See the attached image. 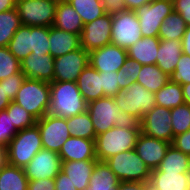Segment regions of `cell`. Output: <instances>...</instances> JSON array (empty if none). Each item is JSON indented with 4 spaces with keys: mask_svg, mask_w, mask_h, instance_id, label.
<instances>
[{
    "mask_svg": "<svg viewBox=\"0 0 190 190\" xmlns=\"http://www.w3.org/2000/svg\"><path fill=\"white\" fill-rule=\"evenodd\" d=\"M127 58V50L112 43L89 52V64L104 73L119 71Z\"/></svg>",
    "mask_w": 190,
    "mask_h": 190,
    "instance_id": "2e32d148",
    "label": "cell"
},
{
    "mask_svg": "<svg viewBox=\"0 0 190 190\" xmlns=\"http://www.w3.org/2000/svg\"><path fill=\"white\" fill-rule=\"evenodd\" d=\"M80 15L83 24L102 17L105 13L101 0H67Z\"/></svg>",
    "mask_w": 190,
    "mask_h": 190,
    "instance_id": "e575fe53",
    "label": "cell"
},
{
    "mask_svg": "<svg viewBox=\"0 0 190 190\" xmlns=\"http://www.w3.org/2000/svg\"><path fill=\"white\" fill-rule=\"evenodd\" d=\"M181 86H182V90H183L184 101H185V103L190 105V83L183 84Z\"/></svg>",
    "mask_w": 190,
    "mask_h": 190,
    "instance_id": "680465c9",
    "label": "cell"
},
{
    "mask_svg": "<svg viewBox=\"0 0 190 190\" xmlns=\"http://www.w3.org/2000/svg\"><path fill=\"white\" fill-rule=\"evenodd\" d=\"M149 187L153 190H185L190 188V173L150 172Z\"/></svg>",
    "mask_w": 190,
    "mask_h": 190,
    "instance_id": "ffe728a7",
    "label": "cell"
},
{
    "mask_svg": "<svg viewBox=\"0 0 190 190\" xmlns=\"http://www.w3.org/2000/svg\"><path fill=\"white\" fill-rule=\"evenodd\" d=\"M187 25L181 15L173 10L166 16L159 28L158 38L160 40H182Z\"/></svg>",
    "mask_w": 190,
    "mask_h": 190,
    "instance_id": "4dcf8cb0",
    "label": "cell"
},
{
    "mask_svg": "<svg viewBox=\"0 0 190 190\" xmlns=\"http://www.w3.org/2000/svg\"><path fill=\"white\" fill-rule=\"evenodd\" d=\"M170 110L174 137L188 131L190 129V105L184 103Z\"/></svg>",
    "mask_w": 190,
    "mask_h": 190,
    "instance_id": "74e56055",
    "label": "cell"
},
{
    "mask_svg": "<svg viewBox=\"0 0 190 190\" xmlns=\"http://www.w3.org/2000/svg\"><path fill=\"white\" fill-rule=\"evenodd\" d=\"M171 121V110L155 105L140 121L141 132L149 137L172 143L174 138Z\"/></svg>",
    "mask_w": 190,
    "mask_h": 190,
    "instance_id": "7c38bea8",
    "label": "cell"
},
{
    "mask_svg": "<svg viewBox=\"0 0 190 190\" xmlns=\"http://www.w3.org/2000/svg\"><path fill=\"white\" fill-rule=\"evenodd\" d=\"M27 190H55V179L29 180Z\"/></svg>",
    "mask_w": 190,
    "mask_h": 190,
    "instance_id": "681fc988",
    "label": "cell"
},
{
    "mask_svg": "<svg viewBox=\"0 0 190 190\" xmlns=\"http://www.w3.org/2000/svg\"><path fill=\"white\" fill-rule=\"evenodd\" d=\"M117 107L124 112L131 121L140 122L144 115L156 105L155 94L134 82L125 90L113 97Z\"/></svg>",
    "mask_w": 190,
    "mask_h": 190,
    "instance_id": "3957f363",
    "label": "cell"
},
{
    "mask_svg": "<svg viewBox=\"0 0 190 190\" xmlns=\"http://www.w3.org/2000/svg\"><path fill=\"white\" fill-rule=\"evenodd\" d=\"M53 26L65 32L80 35L84 24L80 15L67 0H59L56 5Z\"/></svg>",
    "mask_w": 190,
    "mask_h": 190,
    "instance_id": "7402d4cb",
    "label": "cell"
},
{
    "mask_svg": "<svg viewBox=\"0 0 190 190\" xmlns=\"http://www.w3.org/2000/svg\"><path fill=\"white\" fill-rule=\"evenodd\" d=\"M17 0H0V12L16 8Z\"/></svg>",
    "mask_w": 190,
    "mask_h": 190,
    "instance_id": "9f6ffc18",
    "label": "cell"
},
{
    "mask_svg": "<svg viewBox=\"0 0 190 190\" xmlns=\"http://www.w3.org/2000/svg\"><path fill=\"white\" fill-rule=\"evenodd\" d=\"M58 154L62 161L97 160L95 139L70 136Z\"/></svg>",
    "mask_w": 190,
    "mask_h": 190,
    "instance_id": "d6986e66",
    "label": "cell"
},
{
    "mask_svg": "<svg viewBox=\"0 0 190 190\" xmlns=\"http://www.w3.org/2000/svg\"><path fill=\"white\" fill-rule=\"evenodd\" d=\"M21 21L17 8L0 12V47H7Z\"/></svg>",
    "mask_w": 190,
    "mask_h": 190,
    "instance_id": "836d02e7",
    "label": "cell"
},
{
    "mask_svg": "<svg viewBox=\"0 0 190 190\" xmlns=\"http://www.w3.org/2000/svg\"><path fill=\"white\" fill-rule=\"evenodd\" d=\"M6 110L18 131L32 127L36 124L37 120L14 101L8 105Z\"/></svg>",
    "mask_w": 190,
    "mask_h": 190,
    "instance_id": "f35d334b",
    "label": "cell"
},
{
    "mask_svg": "<svg viewBox=\"0 0 190 190\" xmlns=\"http://www.w3.org/2000/svg\"><path fill=\"white\" fill-rule=\"evenodd\" d=\"M102 82V90L104 93V97H114L122 90L120 89V79L117 74V71L115 72H99Z\"/></svg>",
    "mask_w": 190,
    "mask_h": 190,
    "instance_id": "ee69618b",
    "label": "cell"
},
{
    "mask_svg": "<svg viewBox=\"0 0 190 190\" xmlns=\"http://www.w3.org/2000/svg\"><path fill=\"white\" fill-rule=\"evenodd\" d=\"M160 39L158 37H142L127 50L130 59L141 65L156 64Z\"/></svg>",
    "mask_w": 190,
    "mask_h": 190,
    "instance_id": "d4e9b609",
    "label": "cell"
},
{
    "mask_svg": "<svg viewBox=\"0 0 190 190\" xmlns=\"http://www.w3.org/2000/svg\"><path fill=\"white\" fill-rule=\"evenodd\" d=\"M13 101L39 120L50 106L49 82L26 78Z\"/></svg>",
    "mask_w": 190,
    "mask_h": 190,
    "instance_id": "277c9868",
    "label": "cell"
},
{
    "mask_svg": "<svg viewBox=\"0 0 190 190\" xmlns=\"http://www.w3.org/2000/svg\"><path fill=\"white\" fill-rule=\"evenodd\" d=\"M89 64V52L82 47L54 58V81H77Z\"/></svg>",
    "mask_w": 190,
    "mask_h": 190,
    "instance_id": "9a60e30c",
    "label": "cell"
},
{
    "mask_svg": "<svg viewBox=\"0 0 190 190\" xmlns=\"http://www.w3.org/2000/svg\"><path fill=\"white\" fill-rule=\"evenodd\" d=\"M171 145L177 150L190 155V129L173 138Z\"/></svg>",
    "mask_w": 190,
    "mask_h": 190,
    "instance_id": "bcb514c9",
    "label": "cell"
},
{
    "mask_svg": "<svg viewBox=\"0 0 190 190\" xmlns=\"http://www.w3.org/2000/svg\"><path fill=\"white\" fill-rule=\"evenodd\" d=\"M106 14H117L127 11L125 0H101Z\"/></svg>",
    "mask_w": 190,
    "mask_h": 190,
    "instance_id": "7dc6e473",
    "label": "cell"
},
{
    "mask_svg": "<svg viewBox=\"0 0 190 190\" xmlns=\"http://www.w3.org/2000/svg\"><path fill=\"white\" fill-rule=\"evenodd\" d=\"M181 43H182V53L190 56V26L186 28Z\"/></svg>",
    "mask_w": 190,
    "mask_h": 190,
    "instance_id": "f5cc1de1",
    "label": "cell"
},
{
    "mask_svg": "<svg viewBox=\"0 0 190 190\" xmlns=\"http://www.w3.org/2000/svg\"><path fill=\"white\" fill-rule=\"evenodd\" d=\"M7 47L20 62L28 57L31 54V26L21 25Z\"/></svg>",
    "mask_w": 190,
    "mask_h": 190,
    "instance_id": "1f68e13d",
    "label": "cell"
},
{
    "mask_svg": "<svg viewBox=\"0 0 190 190\" xmlns=\"http://www.w3.org/2000/svg\"><path fill=\"white\" fill-rule=\"evenodd\" d=\"M50 85L49 115L65 119L87 112L88 102L75 81H53Z\"/></svg>",
    "mask_w": 190,
    "mask_h": 190,
    "instance_id": "6da1fadb",
    "label": "cell"
},
{
    "mask_svg": "<svg viewBox=\"0 0 190 190\" xmlns=\"http://www.w3.org/2000/svg\"><path fill=\"white\" fill-rule=\"evenodd\" d=\"M120 180L105 161H97L86 190H117Z\"/></svg>",
    "mask_w": 190,
    "mask_h": 190,
    "instance_id": "4316f807",
    "label": "cell"
},
{
    "mask_svg": "<svg viewBox=\"0 0 190 190\" xmlns=\"http://www.w3.org/2000/svg\"><path fill=\"white\" fill-rule=\"evenodd\" d=\"M170 145L167 141L146 136L141 132L136 141L135 151L152 171L158 168Z\"/></svg>",
    "mask_w": 190,
    "mask_h": 190,
    "instance_id": "e0dca14e",
    "label": "cell"
},
{
    "mask_svg": "<svg viewBox=\"0 0 190 190\" xmlns=\"http://www.w3.org/2000/svg\"><path fill=\"white\" fill-rule=\"evenodd\" d=\"M55 190H77L69 177L62 171L55 177Z\"/></svg>",
    "mask_w": 190,
    "mask_h": 190,
    "instance_id": "f907efd6",
    "label": "cell"
},
{
    "mask_svg": "<svg viewBox=\"0 0 190 190\" xmlns=\"http://www.w3.org/2000/svg\"><path fill=\"white\" fill-rule=\"evenodd\" d=\"M25 74L20 71L14 75H11L8 78L0 80V84H4V89L6 90V96L13 101L16 97L17 92L19 91L21 85L25 81Z\"/></svg>",
    "mask_w": 190,
    "mask_h": 190,
    "instance_id": "f6af8a7d",
    "label": "cell"
},
{
    "mask_svg": "<svg viewBox=\"0 0 190 190\" xmlns=\"http://www.w3.org/2000/svg\"><path fill=\"white\" fill-rule=\"evenodd\" d=\"M12 101L6 96L4 84H0V112L5 110Z\"/></svg>",
    "mask_w": 190,
    "mask_h": 190,
    "instance_id": "11a10c76",
    "label": "cell"
},
{
    "mask_svg": "<svg viewBox=\"0 0 190 190\" xmlns=\"http://www.w3.org/2000/svg\"><path fill=\"white\" fill-rule=\"evenodd\" d=\"M57 0H17L16 8L22 25L53 26Z\"/></svg>",
    "mask_w": 190,
    "mask_h": 190,
    "instance_id": "ba28073f",
    "label": "cell"
},
{
    "mask_svg": "<svg viewBox=\"0 0 190 190\" xmlns=\"http://www.w3.org/2000/svg\"><path fill=\"white\" fill-rule=\"evenodd\" d=\"M112 15L104 14L84 25L80 34V45L87 52L111 43Z\"/></svg>",
    "mask_w": 190,
    "mask_h": 190,
    "instance_id": "4fadbf2b",
    "label": "cell"
},
{
    "mask_svg": "<svg viewBox=\"0 0 190 190\" xmlns=\"http://www.w3.org/2000/svg\"><path fill=\"white\" fill-rule=\"evenodd\" d=\"M87 112L90 114L96 135L102 134L112 127H122L131 120L114 102L113 97H102L88 103Z\"/></svg>",
    "mask_w": 190,
    "mask_h": 190,
    "instance_id": "8992f818",
    "label": "cell"
},
{
    "mask_svg": "<svg viewBox=\"0 0 190 190\" xmlns=\"http://www.w3.org/2000/svg\"><path fill=\"white\" fill-rule=\"evenodd\" d=\"M28 182L23 168L8 163L0 168V190H27Z\"/></svg>",
    "mask_w": 190,
    "mask_h": 190,
    "instance_id": "83f0119b",
    "label": "cell"
},
{
    "mask_svg": "<svg viewBox=\"0 0 190 190\" xmlns=\"http://www.w3.org/2000/svg\"><path fill=\"white\" fill-rule=\"evenodd\" d=\"M20 63L26 78L49 83L54 81V58L50 54H30Z\"/></svg>",
    "mask_w": 190,
    "mask_h": 190,
    "instance_id": "ac0fdd59",
    "label": "cell"
},
{
    "mask_svg": "<svg viewBox=\"0 0 190 190\" xmlns=\"http://www.w3.org/2000/svg\"><path fill=\"white\" fill-rule=\"evenodd\" d=\"M153 0H125L127 10L135 11L144 4L150 3Z\"/></svg>",
    "mask_w": 190,
    "mask_h": 190,
    "instance_id": "db71d44e",
    "label": "cell"
},
{
    "mask_svg": "<svg viewBox=\"0 0 190 190\" xmlns=\"http://www.w3.org/2000/svg\"><path fill=\"white\" fill-rule=\"evenodd\" d=\"M21 71V63L16 59L8 47H0V80Z\"/></svg>",
    "mask_w": 190,
    "mask_h": 190,
    "instance_id": "60d3db41",
    "label": "cell"
},
{
    "mask_svg": "<svg viewBox=\"0 0 190 190\" xmlns=\"http://www.w3.org/2000/svg\"><path fill=\"white\" fill-rule=\"evenodd\" d=\"M98 160L62 161L64 172L77 190H86Z\"/></svg>",
    "mask_w": 190,
    "mask_h": 190,
    "instance_id": "44dd1931",
    "label": "cell"
},
{
    "mask_svg": "<svg viewBox=\"0 0 190 190\" xmlns=\"http://www.w3.org/2000/svg\"><path fill=\"white\" fill-rule=\"evenodd\" d=\"M8 163V147L0 145V168Z\"/></svg>",
    "mask_w": 190,
    "mask_h": 190,
    "instance_id": "6f0895ef",
    "label": "cell"
},
{
    "mask_svg": "<svg viewBox=\"0 0 190 190\" xmlns=\"http://www.w3.org/2000/svg\"><path fill=\"white\" fill-rule=\"evenodd\" d=\"M49 43V54L53 58L60 57L81 48L80 35L65 32L54 26L50 27Z\"/></svg>",
    "mask_w": 190,
    "mask_h": 190,
    "instance_id": "603a6c76",
    "label": "cell"
},
{
    "mask_svg": "<svg viewBox=\"0 0 190 190\" xmlns=\"http://www.w3.org/2000/svg\"><path fill=\"white\" fill-rule=\"evenodd\" d=\"M83 98L89 103L104 97L99 71L88 64L76 81Z\"/></svg>",
    "mask_w": 190,
    "mask_h": 190,
    "instance_id": "cb8c5ba5",
    "label": "cell"
},
{
    "mask_svg": "<svg viewBox=\"0 0 190 190\" xmlns=\"http://www.w3.org/2000/svg\"><path fill=\"white\" fill-rule=\"evenodd\" d=\"M142 38L135 11L127 10L112 15L111 43L125 50Z\"/></svg>",
    "mask_w": 190,
    "mask_h": 190,
    "instance_id": "30bf717a",
    "label": "cell"
},
{
    "mask_svg": "<svg viewBox=\"0 0 190 190\" xmlns=\"http://www.w3.org/2000/svg\"><path fill=\"white\" fill-rule=\"evenodd\" d=\"M62 167L60 155L42 148L33 159L23 167L28 180L55 179Z\"/></svg>",
    "mask_w": 190,
    "mask_h": 190,
    "instance_id": "5bb4252c",
    "label": "cell"
},
{
    "mask_svg": "<svg viewBox=\"0 0 190 190\" xmlns=\"http://www.w3.org/2000/svg\"><path fill=\"white\" fill-rule=\"evenodd\" d=\"M181 55V41L160 40L156 65L170 77L174 72Z\"/></svg>",
    "mask_w": 190,
    "mask_h": 190,
    "instance_id": "484cf974",
    "label": "cell"
},
{
    "mask_svg": "<svg viewBox=\"0 0 190 190\" xmlns=\"http://www.w3.org/2000/svg\"><path fill=\"white\" fill-rule=\"evenodd\" d=\"M173 10L181 15L187 27L190 26V0H172Z\"/></svg>",
    "mask_w": 190,
    "mask_h": 190,
    "instance_id": "c3c4849f",
    "label": "cell"
},
{
    "mask_svg": "<svg viewBox=\"0 0 190 190\" xmlns=\"http://www.w3.org/2000/svg\"><path fill=\"white\" fill-rule=\"evenodd\" d=\"M18 133V130L15 128L10 116L7 113V110H2L0 112V145L7 146L14 136Z\"/></svg>",
    "mask_w": 190,
    "mask_h": 190,
    "instance_id": "7bdbcfd3",
    "label": "cell"
},
{
    "mask_svg": "<svg viewBox=\"0 0 190 190\" xmlns=\"http://www.w3.org/2000/svg\"><path fill=\"white\" fill-rule=\"evenodd\" d=\"M140 133V122L131 121L125 126H114L106 132L97 135L95 139L97 160L106 161L120 152L135 149Z\"/></svg>",
    "mask_w": 190,
    "mask_h": 190,
    "instance_id": "7a4b0ae2",
    "label": "cell"
},
{
    "mask_svg": "<svg viewBox=\"0 0 190 190\" xmlns=\"http://www.w3.org/2000/svg\"><path fill=\"white\" fill-rule=\"evenodd\" d=\"M67 128L71 136L85 139H96V133L88 112L67 119Z\"/></svg>",
    "mask_w": 190,
    "mask_h": 190,
    "instance_id": "d590c367",
    "label": "cell"
},
{
    "mask_svg": "<svg viewBox=\"0 0 190 190\" xmlns=\"http://www.w3.org/2000/svg\"><path fill=\"white\" fill-rule=\"evenodd\" d=\"M170 78L156 64L143 65L139 72L137 82L150 92H158Z\"/></svg>",
    "mask_w": 190,
    "mask_h": 190,
    "instance_id": "f546056e",
    "label": "cell"
},
{
    "mask_svg": "<svg viewBox=\"0 0 190 190\" xmlns=\"http://www.w3.org/2000/svg\"><path fill=\"white\" fill-rule=\"evenodd\" d=\"M170 81L180 85L190 83V56L182 53Z\"/></svg>",
    "mask_w": 190,
    "mask_h": 190,
    "instance_id": "b9f144b4",
    "label": "cell"
},
{
    "mask_svg": "<svg viewBox=\"0 0 190 190\" xmlns=\"http://www.w3.org/2000/svg\"><path fill=\"white\" fill-rule=\"evenodd\" d=\"M148 182L125 181L120 182L117 190H147Z\"/></svg>",
    "mask_w": 190,
    "mask_h": 190,
    "instance_id": "816d5d0a",
    "label": "cell"
},
{
    "mask_svg": "<svg viewBox=\"0 0 190 190\" xmlns=\"http://www.w3.org/2000/svg\"><path fill=\"white\" fill-rule=\"evenodd\" d=\"M157 169L160 172L190 173V155L170 145Z\"/></svg>",
    "mask_w": 190,
    "mask_h": 190,
    "instance_id": "f1b7e54d",
    "label": "cell"
},
{
    "mask_svg": "<svg viewBox=\"0 0 190 190\" xmlns=\"http://www.w3.org/2000/svg\"><path fill=\"white\" fill-rule=\"evenodd\" d=\"M50 27L31 26V54H49Z\"/></svg>",
    "mask_w": 190,
    "mask_h": 190,
    "instance_id": "8d00e7d4",
    "label": "cell"
},
{
    "mask_svg": "<svg viewBox=\"0 0 190 190\" xmlns=\"http://www.w3.org/2000/svg\"><path fill=\"white\" fill-rule=\"evenodd\" d=\"M172 12V0H153L137 8L135 13L140 22L142 37H158L164 19Z\"/></svg>",
    "mask_w": 190,
    "mask_h": 190,
    "instance_id": "9c48e42d",
    "label": "cell"
},
{
    "mask_svg": "<svg viewBox=\"0 0 190 190\" xmlns=\"http://www.w3.org/2000/svg\"><path fill=\"white\" fill-rule=\"evenodd\" d=\"M120 182H149L151 170L135 149L120 152L105 161Z\"/></svg>",
    "mask_w": 190,
    "mask_h": 190,
    "instance_id": "52a82bcc",
    "label": "cell"
},
{
    "mask_svg": "<svg viewBox=\"0 0 190 190\" xmlns=\"http://www.w3.org/2000/svg\"><path fill=\"white\" fill-rule=\"evenodd\" d=\"M154 94L158 106L172 109L185 103L182 86L171 81L167 82L164 87Z\"/></svg>",
    "mask_w": 190,
    "mask_h": 190,
    "instance_id": "d6a6232c",
    "label": "cell"
},
{
    "mask_svg": "<svg viewBox=\"0 0 190 190\" xmlns=\"http://www.w3.org/2000/svg\"><path fill=\"white\" fill-rule=\"evenodd\" d=\"M44 149L59 153L64 142L71 136L67 119L46 114L36 121Z\"/></svg>",
    "mask_w": 190,
    "mask_h": 190,
    "instance_id": "8fae6325",
    "label": "cell"
},
{
    "mask_svg": "<svg viewBox=\"0 0 190 190\" xmlns=\"http://www.w3.org/2000/svg\"><path fill=\"white\" fill-rule=\"evenodd\" d=\"M140 63L135 60L130 59L129 57L125 60L124 65L121 67L117 74L120 79V89L125 90L134 82H137L139 72L142 69Z\"/></svg>",
    "mask_w": 190,
    "mask_h": 190,
    "instance_id": "ab89813d",
    "label": "cell"
},
{
    "mask_svg": "<svg viewBox=\"0 0 190 190\" xmlns=\"http://www.w3.org/2000/svg\"><path fill=\"white\" fill-rule=\"evenodd\" d=\"M42 148L41 135L36 124L20 130L8 145V164L23 168Z\"/></svg>",
    "mask_w": 190,
    "mask_h": 190,
    "instance_id": "5b68a950",
    "label": "cell"
}]
</instances>
